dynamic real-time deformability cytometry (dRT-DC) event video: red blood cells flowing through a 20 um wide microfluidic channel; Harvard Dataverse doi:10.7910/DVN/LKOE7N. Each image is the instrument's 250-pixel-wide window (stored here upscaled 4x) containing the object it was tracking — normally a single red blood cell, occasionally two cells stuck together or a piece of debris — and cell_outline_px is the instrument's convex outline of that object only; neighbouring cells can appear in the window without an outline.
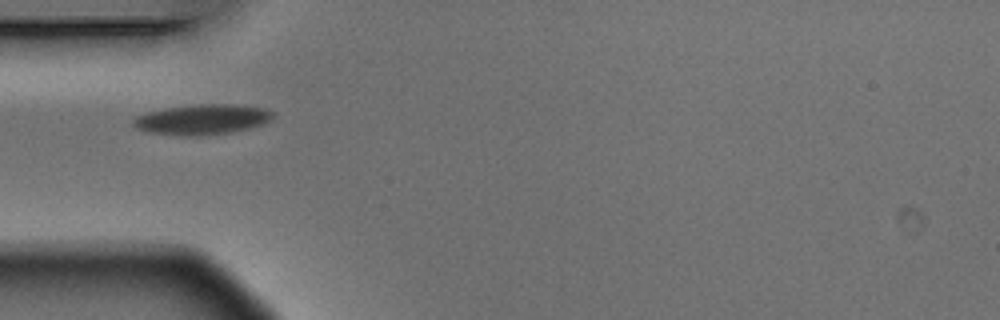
{"species": "Egyptian fruit bat (a non-hibernating species)", "species_latin": "Rousettus aegyptiacus", "temperature_condition": "warm", "stored_images_in_passage": 5, "camera_frame_rate_fps": 3000, "um_per_image_px": 0.085, "animal": {"sex": "male"}, "frame": {"image": 1, "passage_image": 2, "time_ms": 0.333, "image_size_px": [1000, 320], "cell_outline_px": [[276, 112], [272, 120], [264, 124], [252, 128], [204, 136], [184, 136], [148, 132], [136, 128], [132, 124], [132, 120], [136, 116], [144, 112], [168, 108], [196, 104], [232, 104], [264, 108]], "centroid_in_image_um": [17.21, 10.15], "position_along_channel_um": 67.8, "area_um2": 24.91}}
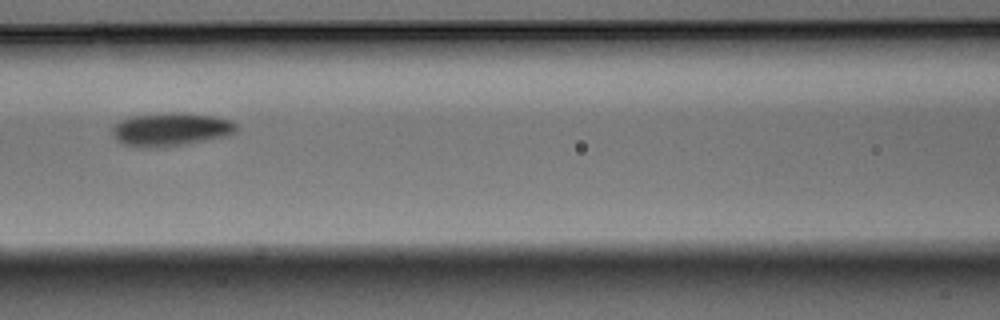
{"frame": {"image": 2, "passage_image": 4, "time_ms": 1.0, "image_size_px": [1000, 320], "cell_outline_px": [[240, 128], [236, 132], [228, 136], [188, 144], [148, 148], [124, 144], [116, 140], [112, 136], [112, 124], [120, 120], [132, 116], [172, 112], [180, 112], [212, 116], [228, 120], [236, 124]], "centroid_in_image_um": [14.51, 11.0], "position_along_channel_um": 152.1, "area_um2": 24.28}}
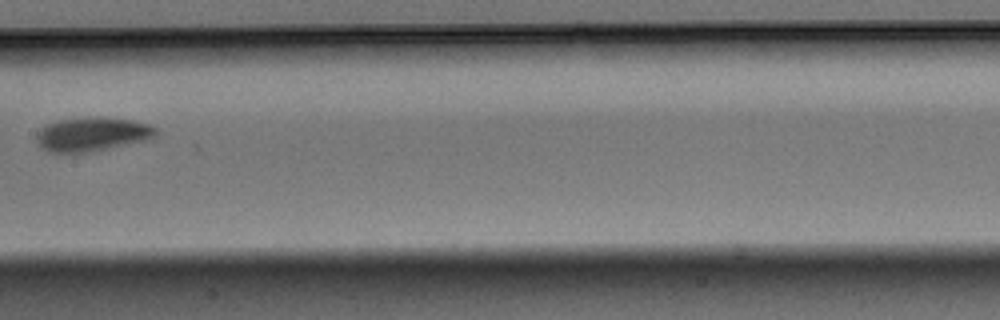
{"frame": {"image": 3, "passage_image": 5, "time_ms": 1.333, "image_size_px": [1000, 320], "cell_outline_px": [[156, 132], [152, 140], [72, 156], [48, 152], [40, 148], [36, 140], [36, 132], [48, 124], [56, 120], [88, 116], [100, 116], [132, 120], [148, 124], [156, 128]], "centroid_in_image_um": [7.8, 11.45], "position_along_channel_um": 199.6, "area_um2": 24.85}}